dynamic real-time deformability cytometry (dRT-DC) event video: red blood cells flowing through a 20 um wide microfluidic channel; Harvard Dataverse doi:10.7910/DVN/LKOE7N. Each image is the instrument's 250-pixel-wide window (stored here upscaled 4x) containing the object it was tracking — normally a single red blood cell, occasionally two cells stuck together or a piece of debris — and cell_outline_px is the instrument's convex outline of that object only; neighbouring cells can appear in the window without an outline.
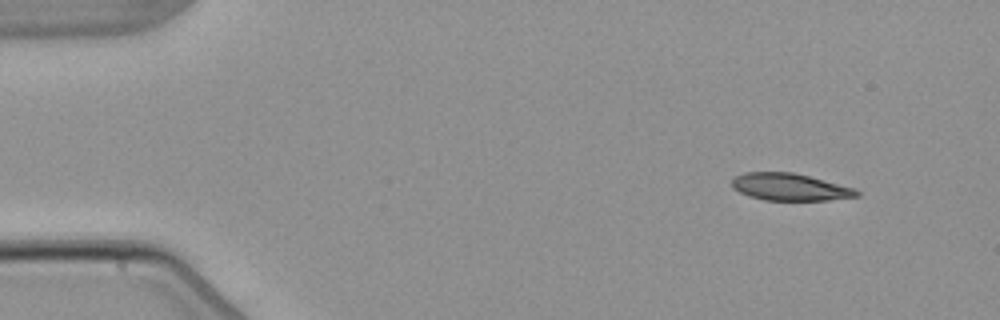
{"species": "common noctule bat (a hibernating species)", "species_latin": "Nyctalus noctula", "temperature_condition": "warm", "stored_images_in_passage": 4, "camera_frame_rate_fps": 3000, "um_per_image_px": 0.085, "animal": {"sex": "male", "body_mass_g": 21.5, "forearm_length_mm": 52.0}, "frame": {"image": 1, "passage_image": 1, "time_ms": 0.0, "image_size_px": [1000, 320], "cell_outline_px": [[860, 196], [828, 200], [764, 200], [748, 196], [732, 188], [732, 176], [744, 172], [792, 172], [856, 188], [860, 192]], "centroid_in_image_um": [67.12, 15.89], "position_along_channel_um": 17.9, "area_um2": 19.88}}
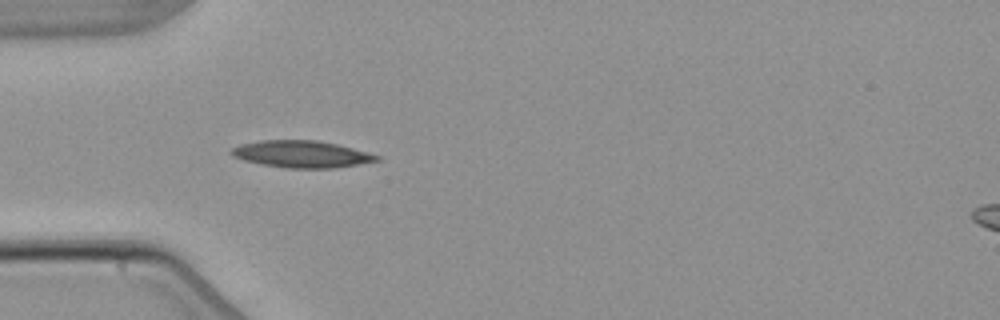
{"frame": {"image": 2, "passage_image": 4, "time_ms": 3.667, "image_size_px": [1000, 320], "cell_outline_px": [[380, 160], [332, 168], [288, 168], [264, 164], [244, 160], [232, 156], [228, 152], [232, 148], [240, 144], [260, 140], [316, 140], [336, 144], [368, 152], [380, 156]], "centroid_in_image_um": [25.6, 13.09], "position_along_channel_um": 59.4, "area_um2": 22.6}}